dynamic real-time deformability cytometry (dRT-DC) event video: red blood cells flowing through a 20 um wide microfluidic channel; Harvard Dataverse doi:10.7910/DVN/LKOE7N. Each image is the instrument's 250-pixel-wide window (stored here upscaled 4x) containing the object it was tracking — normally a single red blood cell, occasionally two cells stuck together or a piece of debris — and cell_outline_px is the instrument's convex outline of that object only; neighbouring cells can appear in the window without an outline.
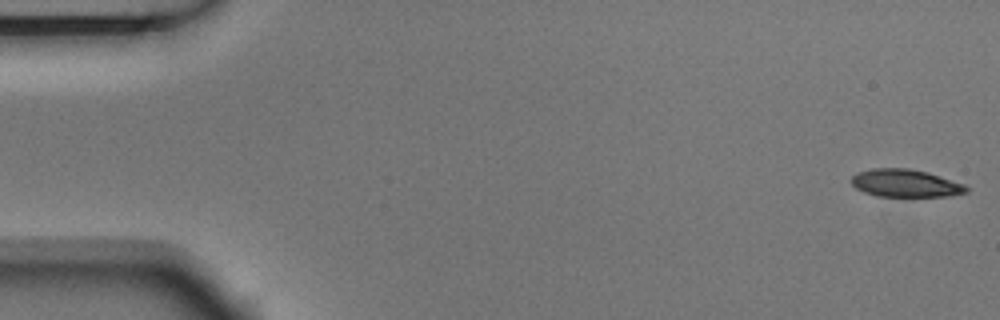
{"species": "Egyptian fruit bat (a non-hibernating species)", "species_latin": "Rousettus aegyptiacus", "temperature_condition": "room temperature", "stored_images_in_passage": 4, "camera_frame_rate_fps": 3000, "um_per_image_px": 0.085, "animal": {"sex": "male"}, "frame": {"image": 1, "passage_image": 1, "time_ms": 0.0, "image_size_px": [1000, 320], "cell_outline_px": [[968, 192], [948, 196], [876, 196], [864, 192], [856, 188], [852, 184], [852, 176], [856, 172], [872, 168], [908, 168], [928, 172], [964, 184], [968, 188]], "centroid_in_image_um": [76.95, 15.56], "position_along_channel_um": 8.1, "area_um2": 18.55}}